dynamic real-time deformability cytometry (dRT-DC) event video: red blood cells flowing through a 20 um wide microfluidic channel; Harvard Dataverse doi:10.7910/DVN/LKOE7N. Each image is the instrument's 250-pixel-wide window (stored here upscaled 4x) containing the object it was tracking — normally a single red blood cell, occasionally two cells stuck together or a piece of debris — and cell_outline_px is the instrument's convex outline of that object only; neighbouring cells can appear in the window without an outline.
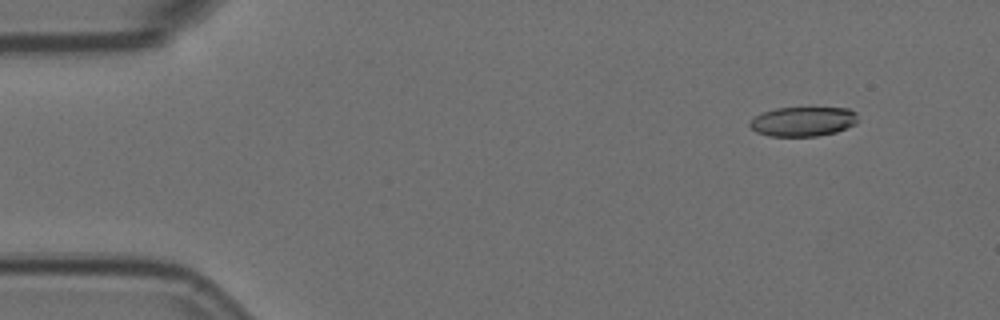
{"species": "Egyptian fruit bat (a non-hibernating species)", "species_latin": "Rousettus aegyptiacus", "temperature_condition": "room temperature", "stored_images_in_passage": 6, "camera_frame_rate_fps": 3000, "um_per_image_px": 0.085, "animal": {"sex": "female"}, "frame": {"image": 1, "passage_image": 2, "time_ms": 0.333, "image_size_px": [1000, 320], "cell_outline_px": [[856, 124], [836, 132], [816, 136], [768, 136], [756, 132], [748, 124], [756, 116], [764, 112], [776, 108], [848, 108], [856, 112]], "centroid_in_image_um": [68.26, 10.33], "position_along_channel_um": 16.7, "area_um2": 18.44}}
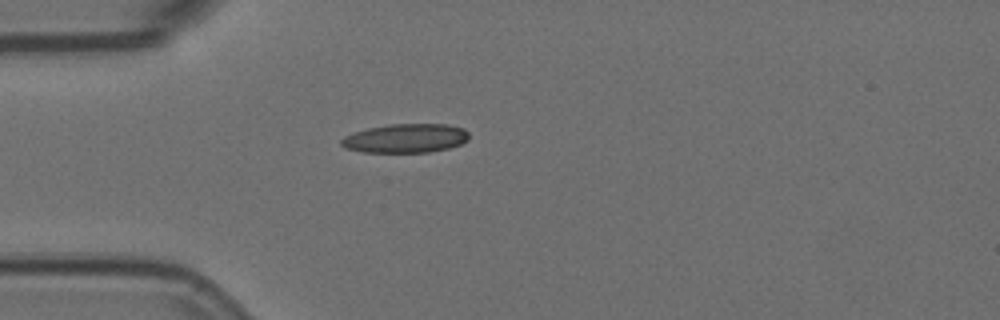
{"frame": {"image": 2, "passage_image": 5, "time_ms": 1.333, "image_size_px": [1000, 320], "cell_outline_px": [[468, 140], [460, 144], [448, 148], [428, 152], [364, 152], [344, 148], [340, 144], [340, 140], [344, 136], [368, 128], [388, 124], [448, 124], [464, 128], [468, 132]], "centroid_in_image_um": [34.47, 11.75], "position_along_channel_um": 50.5, "area_um2": 21.56}}